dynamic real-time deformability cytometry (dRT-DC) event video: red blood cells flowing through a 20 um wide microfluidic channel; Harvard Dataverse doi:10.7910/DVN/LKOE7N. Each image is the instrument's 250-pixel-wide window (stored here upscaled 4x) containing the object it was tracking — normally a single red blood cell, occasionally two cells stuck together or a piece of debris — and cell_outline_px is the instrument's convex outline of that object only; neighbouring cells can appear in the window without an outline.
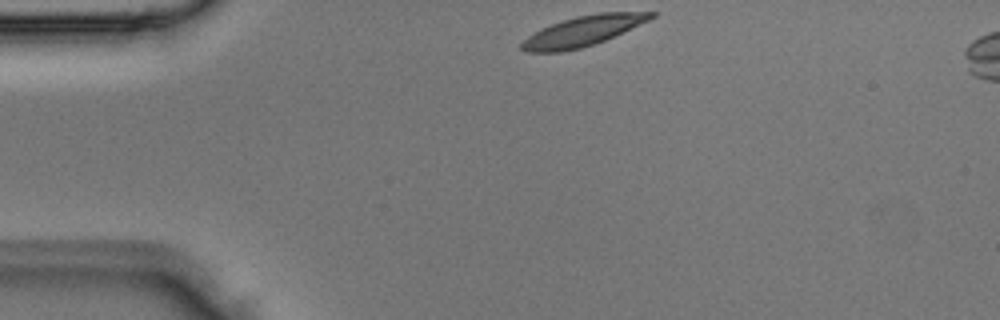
{"species": "Egyptian fruit bat (a non-hibernating species)", "species_latin": "Rousettus aegyptiacus", "temperature_condition": "room temperature", "stored_images_in_passage": 3, "camera_frame_rate_fps": 3000, "um_per_image_px": 0.085, "animal": {"sex": "male"}, "frame": {"image": 1, "passage_image": 1, "time_ms": 0.0, "image_size_px": [1000, 320], "cell_outline_px": [[656, 16], [648, 20], [604, 40], [580, 48], [560, 52], [524, 52], [520, 48], [520, 44], [528, 36], [552, 24], [576, 16], [600, 12], [656, 12]], "centroid_in_image_um": [49.52, 2.64], "position_along_channel_um": 35.5, "area_um2": 22.14}}
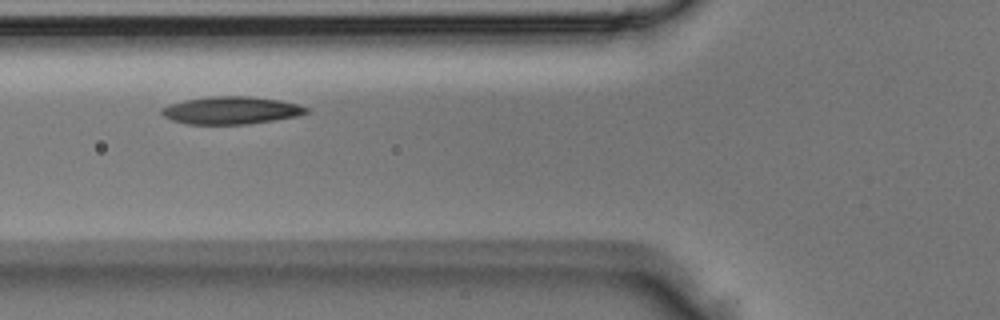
{"frame": {"image": 2, "passage_image": 3, "time_ms": 0.667, "image_size_px": [1000, 320], "cell_outline_px": [[308, 112], [296, 116], [248, 124], [188, 124], [172, 120], [164, 116], [160, 112], [160, 108], [168, 104], [184, 100], [208, 96], [248, 96], [280, 100], [296, 104], [308, 108]], "centroid_in_image_um": [19.58, 9.37], "position_along_channel_um": 106.2, "area_um2": 23.18}}